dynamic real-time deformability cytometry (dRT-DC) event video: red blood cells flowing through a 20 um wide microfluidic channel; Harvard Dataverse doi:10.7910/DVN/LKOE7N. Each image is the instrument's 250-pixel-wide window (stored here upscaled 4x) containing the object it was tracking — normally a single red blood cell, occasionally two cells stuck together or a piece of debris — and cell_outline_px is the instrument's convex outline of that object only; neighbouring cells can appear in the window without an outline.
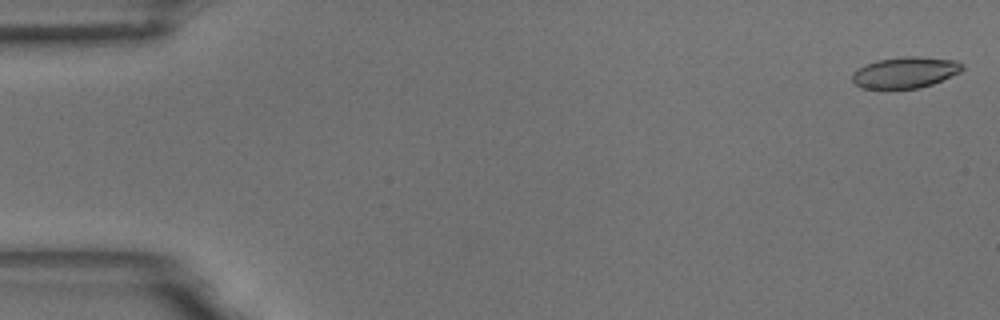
{"species": "common noctule bat (a hibernating species)", "species_latin": "Nyctalus noctula", "temperature_condition": "room temperature", "stored_images_in_passage": 9, "camera_frame_rate_fps": 3000, "um_per_image_px": 0.085, "animal": {"sex": "male", "body_mass_g": 18.8}, "frame": {"image": 1, "passage_image": 1, "time_ms": 0.0, "image_size_px": [1000, 320], "cell_outline_px": [[964, 68], [960, 72], [932, 84], [920, 88], [860, 88], [852, 80], [852, 72], [856, 68], [876, 60], [904, 56], [916, 56], [956, 60], [964, 64]], "centroid_in_image_um": [76.93, 6.14], "position_along_channel_um": 8.1, "area_um2": 20.06}}
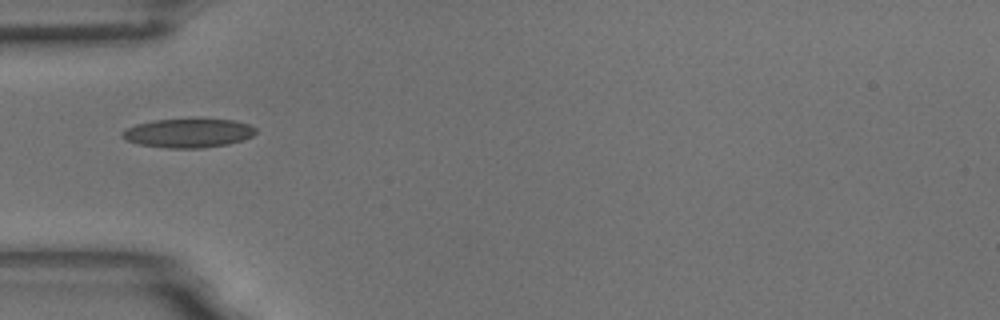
{"frame": {"image": 2, "passage_image": 6, "time_ms": 1.667, "image_size_px": [1000, 320], "cell_outline_px": [[256, 132], [252, 136], [244, 140], [228, 144], [200, 148], [168, 148], [140, 144], [124, 140], [120, 136], [120, 132], [136, 124], [156, 120], [236, 120], [248, 124], [256, 128]], "centroid_in_image_um": [16.0, 11.32], "position_along_channel_um": 69.0, "area_um2": 22.31}}